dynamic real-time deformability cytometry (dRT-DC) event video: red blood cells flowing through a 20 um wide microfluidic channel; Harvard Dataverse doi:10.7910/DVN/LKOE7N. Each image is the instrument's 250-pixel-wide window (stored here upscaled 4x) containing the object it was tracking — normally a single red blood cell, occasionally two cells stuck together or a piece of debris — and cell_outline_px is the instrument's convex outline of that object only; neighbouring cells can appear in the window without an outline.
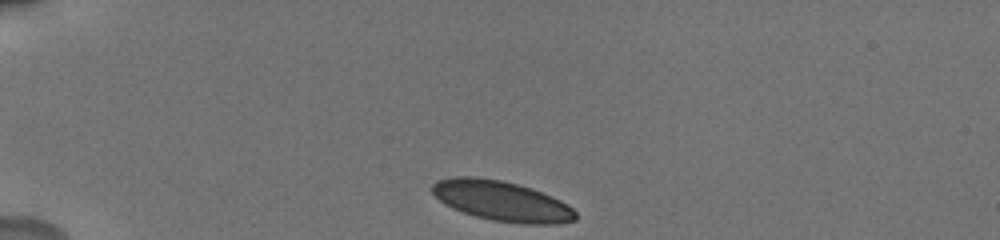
{"species": "human", "species_latin": "Homo sapiens", "temperature_condition": "cold", "stored_images_in_passage": 8, "camera_frame_rate_fps": 3000, "um_per_image_px": 0.085, "donor": {"sex": "male"}, "frame": {"image": 1, "passage_image": 1, "time_ms": 0.0, "image_size_px": [1000, 240], "cell_outline_px": [[576, 220], [556, 224], [520, 224], [492, 220], [476, 216], [452, 208], [444, 204], [432, 192], [432, 184], [436, 180], [456, 176], [472, 176], [500, 180], [532, 188], [552, 196], [568, 204], [576, 212]], "centroid_in_image_um": [42.65, 17.08], "position_along_channel_um": 42.3, "area_um2": 33.52}}